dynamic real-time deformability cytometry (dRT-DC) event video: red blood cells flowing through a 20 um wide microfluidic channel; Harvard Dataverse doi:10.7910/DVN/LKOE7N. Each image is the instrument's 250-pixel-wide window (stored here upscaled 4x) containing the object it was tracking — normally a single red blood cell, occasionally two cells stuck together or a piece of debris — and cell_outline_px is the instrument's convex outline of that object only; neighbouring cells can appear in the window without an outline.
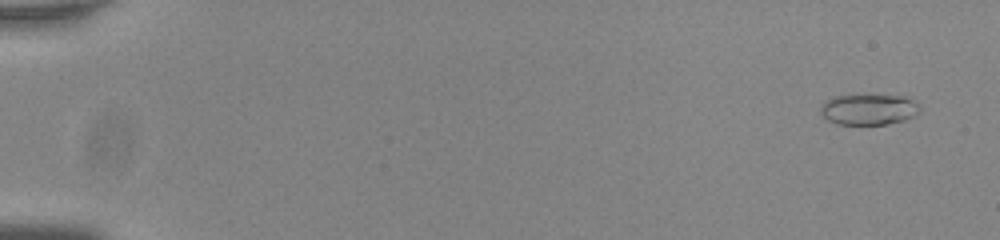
{"species": "common noctule bat (a hibernating species)", "species_latin": "Nyctalus noctula", "temperature_condition": "room temperature", "stored_images_in_passage": 57, "camera_frame_rate_fps": 3000, "um_per_image_px": 0.085, "animal": {"sex": "male", "body_mass_g": 20.0, "forearm_length_mm": 53.3}, "frame": {"image": 1, "passage_image": 4, "time_ms": 1.0, "image_size_px": [1000, 240], "cell_outline_px": [[920, 112], [916, 116], [904, 120], [888, 124], [836, 124], [828, 120], [820, 112], [820, 108], [828, 100], [836, 96], [904, 96], [912, 100], [920, 108]], "centroid_in_image_um": [73.87, 9.32], "position_along_channel_um": 11.1, "area_um2": 17.46}}
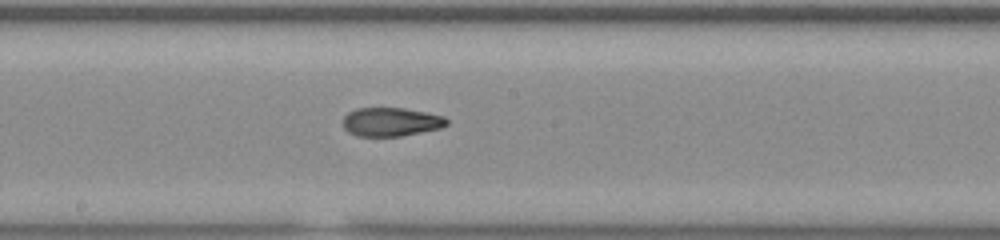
{"frame": {"image": 2, "passage_image": 33, "time_ms": 10.667, "image_size_px": [1000, 240], "cell_outline_px": [[448, 124], [440, 128], [400, 136], [356, 136], [348, 132], [344, 128], [344, 116], [348, 112], [356, 108], [404, 108], [444, 116], [448, 120]], "centroid_in_image_um": [33.22, 10.36], "position_along_channel_um": 215.0, "area_um2": 17.28}}
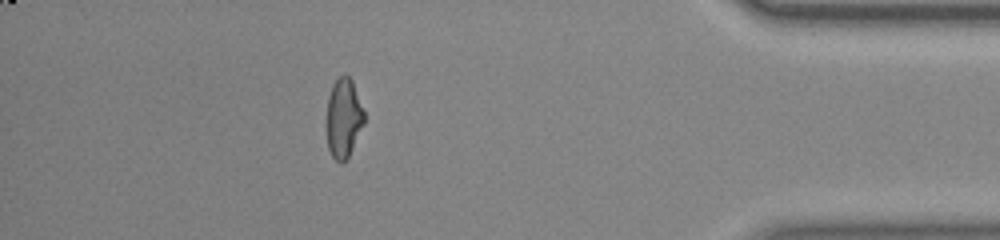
{"frame": {"image": 3, "passage_image": 51, "time_ms": 16.667, "image_size_px": [1000, 240], "cell_outline_px": [[364, 124], [348, 156], [340, 164], [332, 156], [328, 148], [328, 96], [332, 84], [336, 76], [344, 72], [352, 80], [364, 112]], "centroid_in_image_um": [29.21, 9.97], "position_along_channel_um": 406.0, "area_um2": 17.17}, "authors_computed_cell_mechanics": {"area_um2": 17.8602, "velocity_mm_per_s": 3.8168, "shape_relaxation_time_tau1_ms": null, "shape_relaxation_time_tau2_ms": 1.4546, "deformation_change_tau1": null, "deformation_change_tau2": 0.0839}}